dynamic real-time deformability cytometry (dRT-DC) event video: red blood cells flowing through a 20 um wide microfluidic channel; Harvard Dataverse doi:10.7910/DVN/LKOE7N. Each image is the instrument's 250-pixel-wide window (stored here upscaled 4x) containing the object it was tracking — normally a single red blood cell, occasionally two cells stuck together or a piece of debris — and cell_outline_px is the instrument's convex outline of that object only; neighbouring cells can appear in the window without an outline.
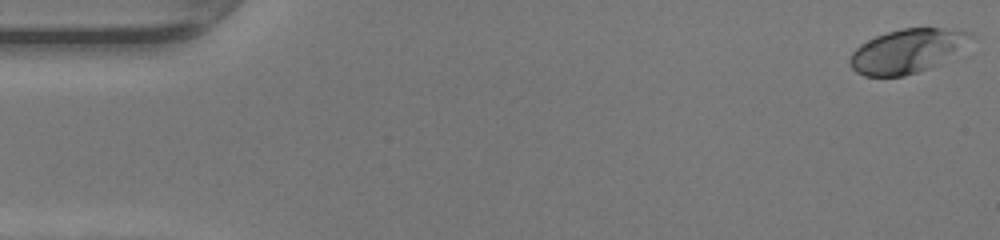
{"species": "human", "species_latin": "Homo sapiens", "temperature_condition": "warm", "stored_images_in_passage": 48, "camera_frame_rate_fps": 3000, "um_per_image_px": 0.085, "donor": {"sex": "female"}, "frame": {"image": 1, "passage_image": 1, "time_ms": 0.0, "image_size_px": [1000, 240], "cell_outline_px": [[980, 36], [956, 60], [904, 76], [864, 76], [856, 72], [848, 64], [848, 60], [852, 52], [860, 44], [876, 36], [888, 32], [904, 28], [944, 28], [972, 32]], "centroid_in_image_um": [77.31, 4.34], "position_along_channel_um": 7.7, "area_um2": 32.48}}
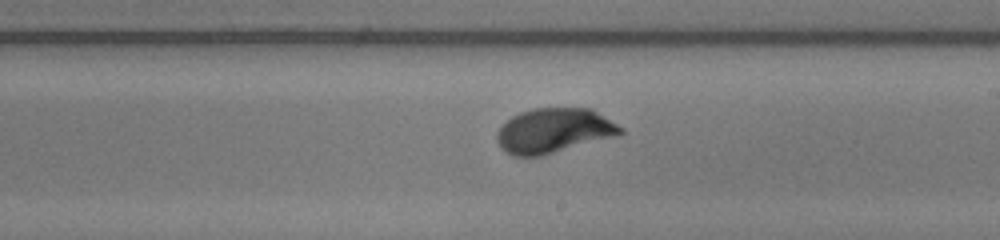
{"frame": {"image": 2, "passage_image": 28, "time_ms": 9.0, "image_size_px": [1000, 240], "cell_outline_px": [[624, 132], [612, 136], [540, 156], [512, 156], [500, 148], [496, 140], [496, 132], [512, 116], [520, 112], [532, 108], [592, 108], [624, 128]], "centroid_in_image_um": [47.04, 11.09], "position_along_channel_um": 242.0, "area_um2": 31.91}}
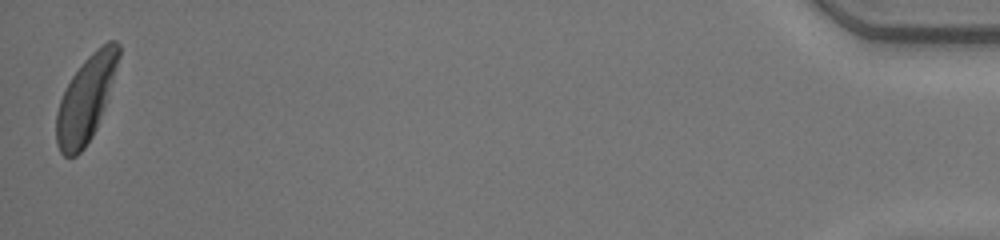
{"frame": {"image": 3, "passage_image": 48, "time_ms": 15.667, "image_size_px": [1000, 240], "cell_outline_px": [[120, 56], [104, 108], [96, 128], [92, 136], [84, 148], [76, 156], [64, 156], [60, 152], [56, 144], [56, 112], [60, 100], [72, 76], [84, 60], [96, 48], [108, 40], [116, 40], [120, 44]], "centroid_in_image_um": [7.3, 8.4], "position_along_channel_um": 427.9, "area_um2": 30.75}, "authors_computed_cell_mechanics": {"area_um2": 31.0675, "velocity_mm_per_s": 4.2813, "shape_relaxation_time_tau1_ms": 2.0187, "shape_relaxation_time_tau2_ms": null, "deformation_change_tau1": 0.1723, "deformation_change_tau2": null}}